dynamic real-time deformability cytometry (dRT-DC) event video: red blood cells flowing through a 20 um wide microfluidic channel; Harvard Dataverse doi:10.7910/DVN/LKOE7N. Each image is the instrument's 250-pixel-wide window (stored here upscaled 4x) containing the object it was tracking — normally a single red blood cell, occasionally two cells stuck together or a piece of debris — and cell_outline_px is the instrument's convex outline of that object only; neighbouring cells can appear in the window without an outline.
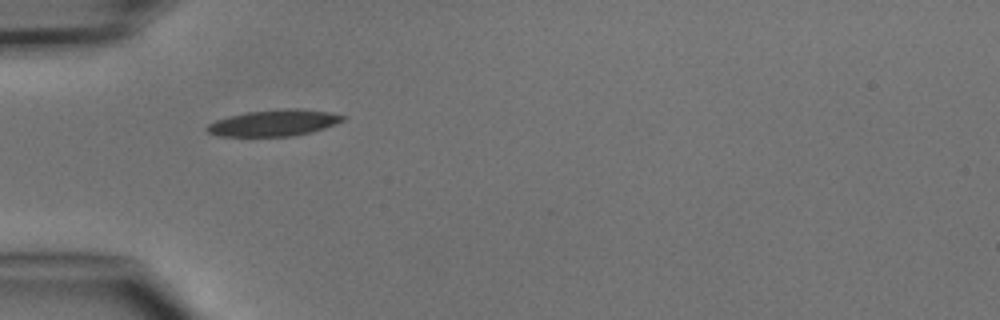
{"species": "common noctule bat (a hibernating species)", "species_latin": "Nyctalus noctula", "temperature_condition": "cold", "stored_images_in_passage": 2, "camera_frame_rate_fps": 3000, "um_per_image_px": 0.085, "animal": {"sex": "male", "body_mass_g": 15.6}, "frame": {"image": 1, "passage_image": 1, "time_ms": 0.0, "image_size_px": [1000, 320], "cell_outline_px": [[348, 116], [344, 120], [336, 124], [312, 132], [288, 136], [220, 136], [208, 132], [204, 128], [208, 124], [216, 120], [248, 112], [288, 108], [300, 108], [328, 112]], "centroid_in_image_um": [23.32, 10.44], "position_along_channel_um": 61.7, "area_um2": 20.69}}